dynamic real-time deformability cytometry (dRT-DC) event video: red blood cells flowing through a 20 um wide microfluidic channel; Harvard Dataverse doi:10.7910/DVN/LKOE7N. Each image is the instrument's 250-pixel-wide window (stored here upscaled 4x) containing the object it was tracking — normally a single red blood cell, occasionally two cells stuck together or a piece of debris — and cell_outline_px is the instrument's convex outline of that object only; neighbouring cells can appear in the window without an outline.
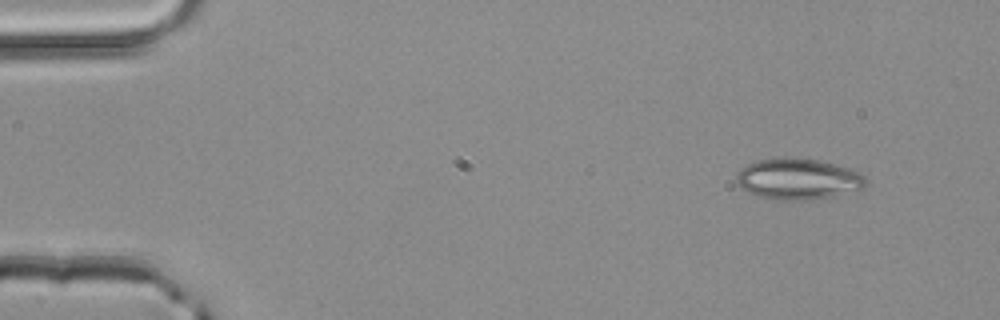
{"species": "common noctule bat (a hibernating species)", "species_latin": "Nyctalus noctula", "temperature_condition": "room temperature", "stored_images_in_passage": 3, "camera_frame_rate_fps": 3000, "um_per_image_px": 0.085, "animal": {"sex": "male", "body_mass_g": 20.4}, "frame": {"image": 1, "passage_image": 1, "time_ms": 0.0, "image_size_px": [1000, 320], "cell_outline_px": [[868, 184], [864, 188], [832, 196], [808, 200], [772, 200], [756, 196], [748, 192], [736, 184], [736, 172], [740, 168], [756, 160], [784, 156], [820, 160], [848, 168], [860, 172], [868, 180]], "centroid_in_image_um": [67.8, 15.21], "position_along_channel_um": 17.2, "area_um2": 31.5}}